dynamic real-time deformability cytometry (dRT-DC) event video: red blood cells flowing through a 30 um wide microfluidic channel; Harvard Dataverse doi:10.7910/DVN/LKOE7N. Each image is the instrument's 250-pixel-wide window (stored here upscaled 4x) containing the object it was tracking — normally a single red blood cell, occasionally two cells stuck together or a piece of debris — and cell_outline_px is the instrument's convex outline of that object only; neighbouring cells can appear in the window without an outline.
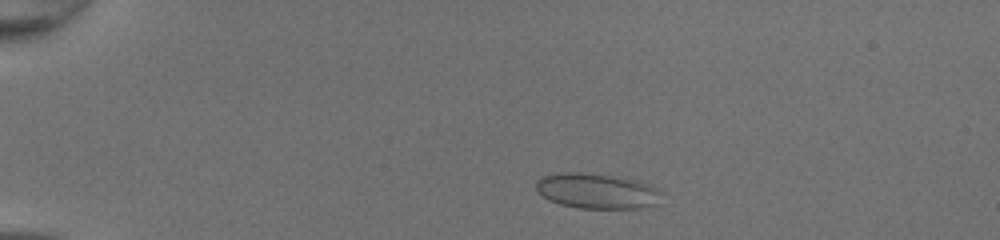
{"species": "common noctule bat (a hibernating species)", "species_latin": "Nyctalus noctula", "temperature_condition": "room temperature", "stored_images_in_passage": 44, "camera_frame_rate_fps": 3000, "um_per_image_px": 0.085, "animal": {"sex": "female", "body_mass_g": 20.0, "forearm_length_mm": 54.0}, "frame": {"image": 1, "passage_image": 5, "time_ms": 1.333, "image_size_px": [1000, 240], "cell_outline_px": [[664, 192], [656, 204], [640, 208], [580, 208], [560, 204], [548, 200], [536, 192], [536, 180], [544, 176], [556, 172], [584, 172], [620, 176], [652, 184]], "centroid_in_image_um": [50.75, 16.21], "position_along_channel_um": 34.3, "area_um2": 26.36}}
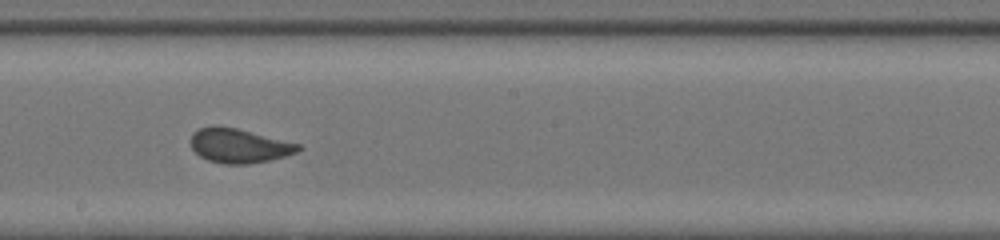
{"frame": {"image": 2, "passage_image": 24, "time_ms": 7.667, "image_size_px": [1000, 240], "cell_outline_px": [[304, 148], [296, 152], [272, 160], [248, 164], [224, 164], [208, 160], [200, 156], [192, 148], [192, 132], [200, 128], [212, 124], [216, 124], [236, 128], [300, 144]], "centroid_in_image_um": [20.31, 12.38], "position_along_channel_um": 227.9, "area_um2": 21.56}}
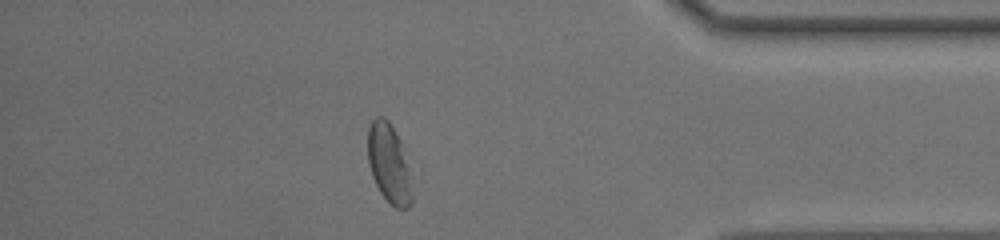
{"frame": {"image": 3, "passage_image": 38, "time_ms": 12.333, "image_size_px": [1000, 240], "cell_outline_px": [[412, 204], [408, 208], [396, 208], [380, 192], [372, 176], [368, 164], [368, 128], [372, 120], [376, 116], [384, 116], [388, 120], [396, 132], [404, 148], [408, 168], [412, 196]], "centroid_in_image_um": [33.05, 13.86], "position_along_channel_um": 402.1, "area_um2": 20.35}, "authors_computed_cell_mechanics": {"area_um2": 22.0796, "velocity_mm_per_s": 4.2596, "shape_relaxation_time_tau1_ms": 4.8653, "shape_relaxation_time_tau2_ms": null, "deformation_change_tau1": 0.1186, "deformation_change_tau2": null}}